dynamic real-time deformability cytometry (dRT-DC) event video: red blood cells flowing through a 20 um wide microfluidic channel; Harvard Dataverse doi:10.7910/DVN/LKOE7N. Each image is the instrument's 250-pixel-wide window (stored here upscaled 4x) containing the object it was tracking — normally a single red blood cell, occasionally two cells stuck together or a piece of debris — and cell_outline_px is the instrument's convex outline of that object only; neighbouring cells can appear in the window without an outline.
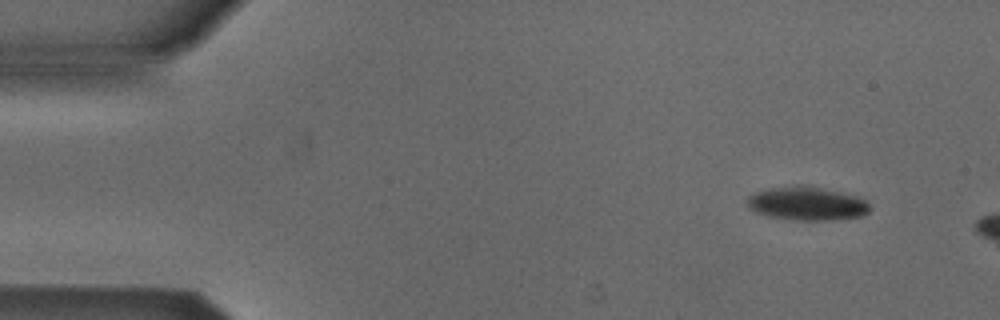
{"species": "Egyptian fruit bat (a non-hibernating species)", "species_latin": "Rousettus aegyptiacus", "temperature_condition": "cold", "stored_images_in_passage": 3, "camera_frame_rate_fps": 3000, "um_per_image_px": 0.085, "animal": {"sex": "male"}, "frame": {"image": 1, "passage_image": 1, "time_ms": 0.0, "image_size_px": [1000, 320], "cell_outline_px": [[872, 208], [864, 216], [832, 220], [796, 220], [768, 216], [756, 212], [748, 208], [744, 204], [748, 196], [752, 192], [768, 188], [820, 188], [840, 192], [856, 196], [864, 200]], "centroid_in_image_um": [68.56, 17.34], "position_along_channel_um": 16.4, "area_um2": 23.52}}